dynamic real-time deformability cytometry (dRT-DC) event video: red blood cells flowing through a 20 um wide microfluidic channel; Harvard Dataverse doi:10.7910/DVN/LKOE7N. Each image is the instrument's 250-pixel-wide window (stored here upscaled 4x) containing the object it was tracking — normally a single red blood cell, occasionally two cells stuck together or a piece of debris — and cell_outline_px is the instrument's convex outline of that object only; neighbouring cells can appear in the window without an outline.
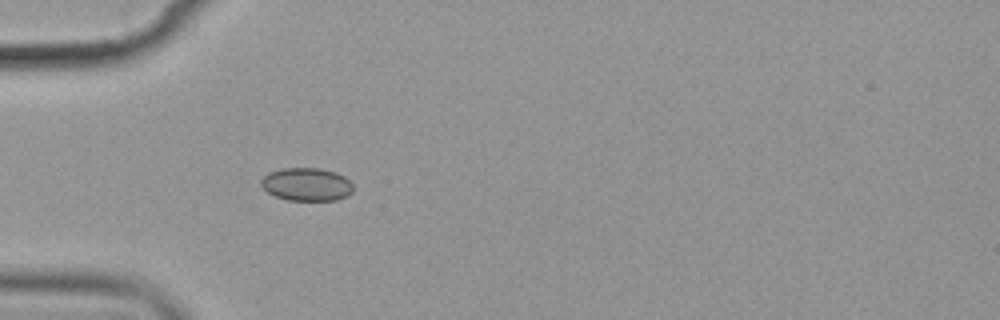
{"species": "common noctule bat (a hibernating species)", "species_latin": "Nyctalus noctula", "temperature_condition": "cold", "stored_images_in_passage": 1, "camera_frame_rate_fps": 3000, "um_per_image_px": 0.085, "animal": {"sex": "female", "body_mass_g": 19.9}, "frame": {"image": 1, "passage_image": 1, "time_ms": 0.0, "image_size_px": [1000, 320], "cell_outline_px": [[352, 192], [348, 196], [336, 200], [288, 200], [276, 196], [268, 192], [260, 184], [260, 180], [268, 172], [284, 168], [320, 168], [336, 172], [344, 176], [352, 184]], "centroid_in_image_um": [26.07, 15.66], "position_along_channel_um": 58.9, "area_um2": 17.74}}